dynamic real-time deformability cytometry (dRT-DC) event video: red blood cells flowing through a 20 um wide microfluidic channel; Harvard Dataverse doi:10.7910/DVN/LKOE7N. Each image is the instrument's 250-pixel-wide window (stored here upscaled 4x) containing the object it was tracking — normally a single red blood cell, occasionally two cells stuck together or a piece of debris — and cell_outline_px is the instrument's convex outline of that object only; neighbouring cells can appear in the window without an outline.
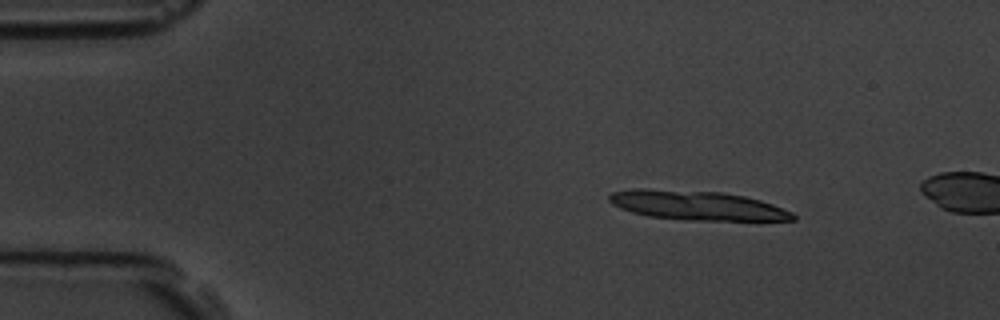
{"species": "common noctule bat (a hibernating species)", "species_latin": "Nyctalus noctula", "temperature_condition": "room temperature", "stored_images_in_passage": 5, "camera_frame_rate_fps": 3000, "um_per_image_px": 0.085, "animal": {"sex": "male", "body_mass_g": 19.5, "forearm_length_mm": 54.6}, "frame": {"image": 1, "passage_image": 3, "time_ms": 2.333, "image_size_px": [1000, 320], "cell_outline_px": [[796, 220], [688, 220], [648, 216], [632, 212], [620, 208], [612, 204], [608, 200], [608, 196], [612, 192], [632, 188], [644, 188], [720, 192], [744, 196], [760, 200], [772, 204], [792, 212], [796, 216]], "centroid_in_image_um": [59.2, 17.45], "position_along_channel_um": 25.8, "area_um2": 31.39}}